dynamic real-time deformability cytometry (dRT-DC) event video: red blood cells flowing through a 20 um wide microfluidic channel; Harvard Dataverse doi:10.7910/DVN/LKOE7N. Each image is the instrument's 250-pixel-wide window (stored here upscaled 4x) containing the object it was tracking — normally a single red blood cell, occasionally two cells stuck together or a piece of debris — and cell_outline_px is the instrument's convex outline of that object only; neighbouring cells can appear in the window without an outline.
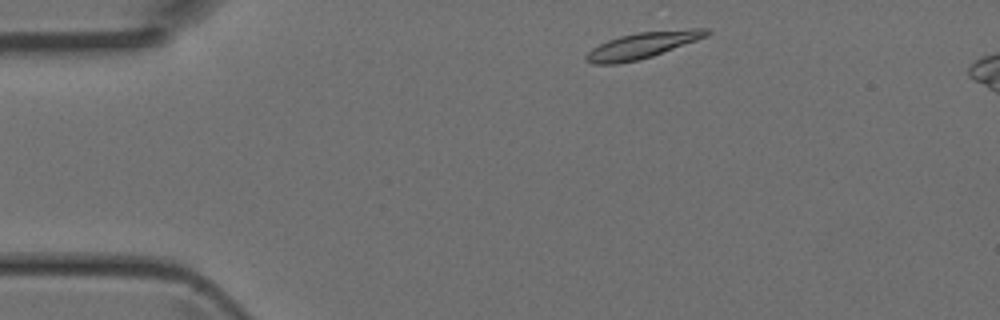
{"species": "Egyptian fruit bat (a non-hibernating species)", "species_latin": "Rousettus aegyptiacus", "temperature_condition": "room temperature", "stored_images_in_passage": 22, "camera_frame_rate_fps": 3000, "um_per_image_px": 0.085, "animal": {"sex": "female"}, "frame": {"image": 1, "passage_image": 2, "time_ms": 0.333, "image_size_px": [1000, 320], "cell_outline_px": [[712, 32], [708, 36], [652, 56], [636, 60], [616, 64], [592, 64], [584, 60], [584, 56], [592, 48], [608, 40], [620, 36], [636, 32], [692, 28], [708, 28]], "centroid_in_image_um": [54.61, 3.84], "position_along_channel_um": 30.4, "area_um2": 18.38}}
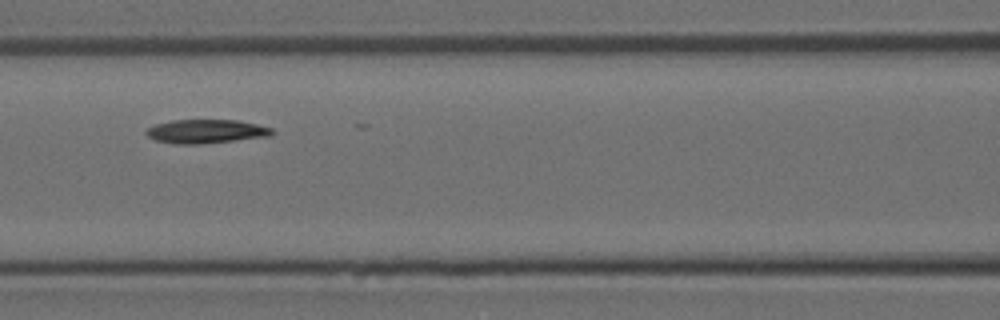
{"frame": {"image": 2, "passage_image": 14, "time_ms": 4.333, "image_size_px": [1000, 320], "cell_outline_px": [[276, 132], [272, 136], [204, 144], [172, 144], [152, 140], [144, 132], [148, 128], [156, 124], [172, 120], [236, 120], [256, 124], [272, 128]], "centroid_in_image_um": [17.51, 11.18], "position_along_channel_um": 149.1, "area_um2": 17.74}}
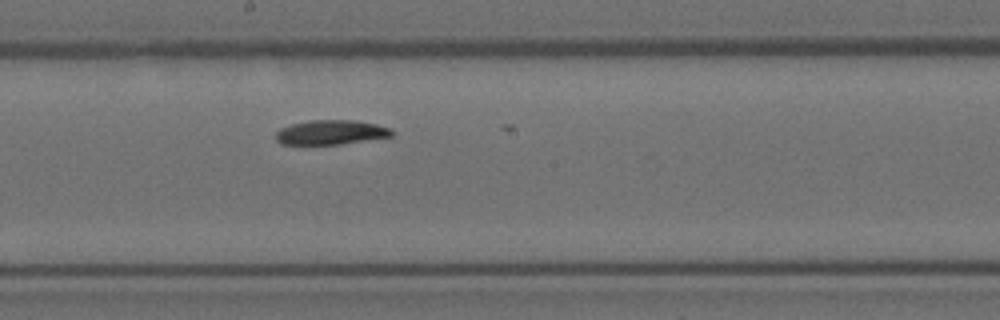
{"frame": {"image": 3, "passage_image": 19, "time_ms": 6.0, "image_size_px": [1000, 320], "cell_outline_px": [[392, 136], [340, 144], [280, 144], [276, 140], [276, 132], [280, 128], [292, 124], [312, 120], [352, 120], [376, 124], [392, 128]], "centroid_in_image_um": [28.11, 11.25], "position_along_channel_um": 220.1, "area_um2": 16.42}}